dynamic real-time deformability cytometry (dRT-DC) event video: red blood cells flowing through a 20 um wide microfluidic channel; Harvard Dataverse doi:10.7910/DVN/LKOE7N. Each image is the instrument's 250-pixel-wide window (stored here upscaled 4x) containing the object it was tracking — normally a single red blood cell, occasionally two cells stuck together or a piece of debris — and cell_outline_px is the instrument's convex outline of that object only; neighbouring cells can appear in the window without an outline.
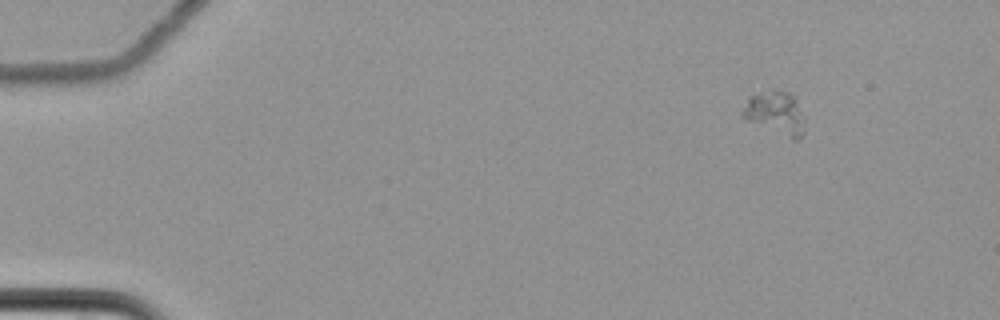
{"species": "common noctule bat (a hibernating species)", "species_latin": "Nyctalus noctula", "temperature_condition": "cold", "stored_images_in_passage": 6, "camera_frame_rate_fps": 3000, "um_per_image_px": 0.085, "animal": {"sex": "female", "body_mass_g": 22.7, "forearm_length_mm": 54.2}, "frame": {"image": 1, "passage_image": 1, "time_ms": 0.0, "image_size_px": [1000, 320], "cell_outline_px": [[804, 132], [796, 140], [792, 140], [744, 120], [740, 116], [740, 112], [748, 96], [772, 92], [792, 92], [796, 96], [804, 116]], "centroid_in_image_um": [65.91, 9.65], "position_along_channel_um": 19.1, "area_um2": 15.95}}
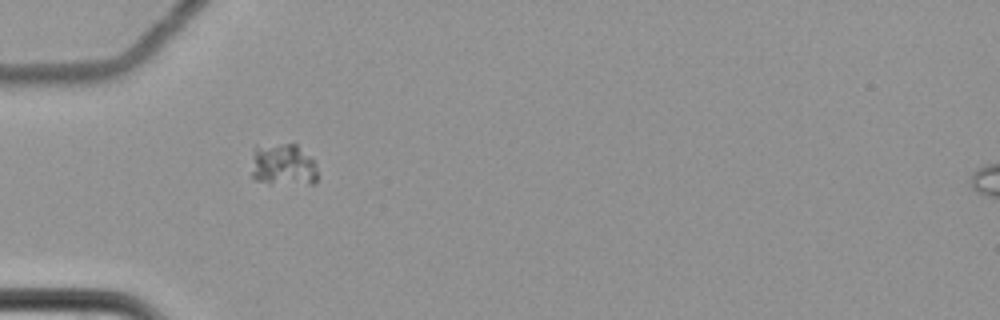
{"frame": {"image": 2, "passage_image": 4, "time_ms": 1.0, "image_size_px": [1000, 320], "cell_outline_px": [[316, 184], [268, 184], [256, 180], [252, 176], [252, 148], [256, 144], [296, 144], [312, 160], [316, 168]], "centroid_in_image_um": [24.0, 14.01], "position_along_channel_um": 61.0, "area_um2": 16.59}}
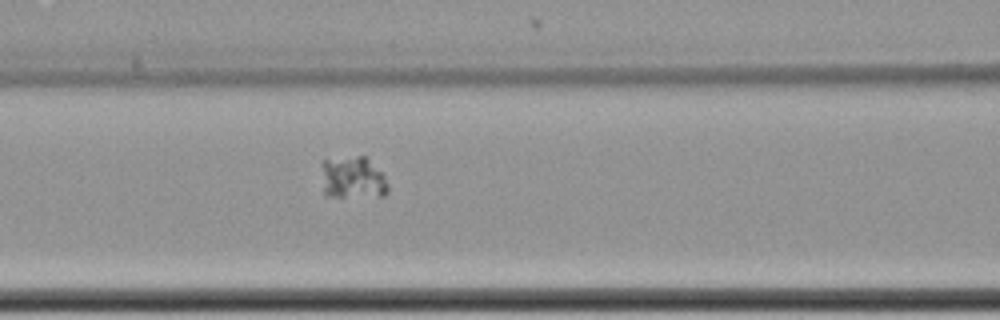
{"frame": {"image": 3, "passage_image": 6, "time_ms": 1.667, "image_size_px": [1000, 320], "cell_outline_px": [[388, 192], [384, 196], [328, 196], [324, 192], [324, 160], [356, 156], [364, 156], [384, 176], [388, 184]], "centroid_in_image_um": [30.03, 15.13], "position_along_channel_um": 136.6, "area_um2": 15.78}}